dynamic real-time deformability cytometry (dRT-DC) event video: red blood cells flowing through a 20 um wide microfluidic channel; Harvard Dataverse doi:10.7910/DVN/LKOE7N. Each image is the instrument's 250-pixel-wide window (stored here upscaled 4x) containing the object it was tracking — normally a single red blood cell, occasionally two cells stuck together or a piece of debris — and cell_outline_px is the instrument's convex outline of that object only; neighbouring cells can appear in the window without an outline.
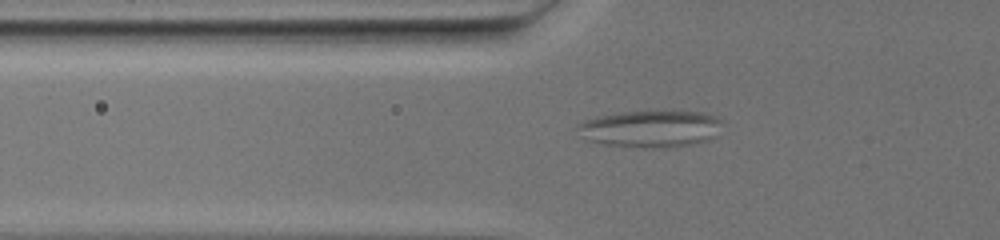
{"species": "common noctule bat (a hibernating species)", "species_latin": "Nyctalus noctula", "temperature_condition": "warm", "stored_images_in_passage": 63, "camera_frame_rate_fps": 3000, "um_per_image_px": 0.085, "animal": {"sex": "female", "body_mass_g": 19.5, "forearm_length_mm": 54.1}, "frame": {"image": 1, "passage_image": 14, "time_ms": 4.333, "image_size_px": [1000, 240], "cell_outline_px": [[716, 120], [708, 140], [692, 144], [672, 148], [620, 148], [588, 140], [580, 124], [588, 120], [600, 116], [616, 112], [672, 108], [704, 112], [716, 116]], "centroid_in_image_um": [55.28, 10.92], "position_along_channel_um": 70.5, "area_um2": 31.27}}
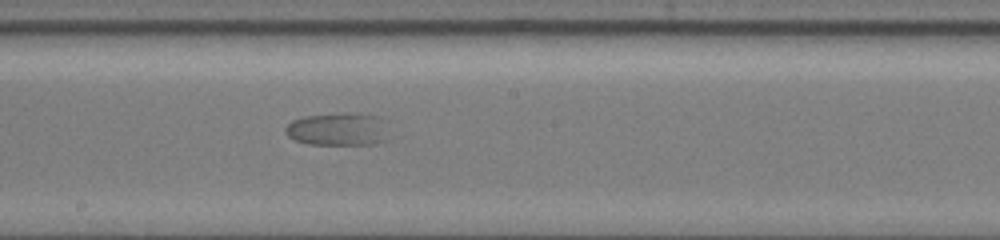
{"frame": {"image": 2, "passage_image": 31, "time_ms": 10.0, "image_size_px": [1000, 240], "cell_outline_px": [[388, 140], [376, 144], [308, 144], [296, 140], [288, 136], [284, 128], [292, 120], [304, 116], [344, 112], [356, 112], [380, 116]], "centroid_in_image_um": [28.72, 10.97], "position_along_channel_um": 219.5, "area_um2": 19.94}}
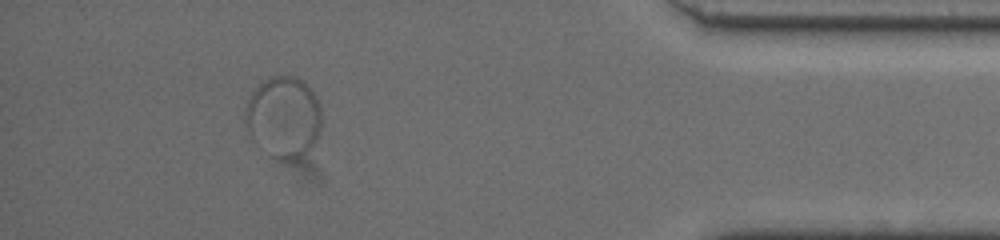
{"frame": {"image": 3, "passage_image": 57, "time_ms": 18.667, "image_size_px": [1000, 240], "cell_outline_px": [[320, 128], [316, 140], [300, 156], [292, 160], [276, 160], [272, 156], [248, 128], [244, 108], [252, 92], [268, 76], [292, 76], [300, 80], [316, 96], [320, 104]], "centroid_in_image_um": [24.12, 9.91], "position_along_channel_um": 411.1, "area_um2": 34.97}}